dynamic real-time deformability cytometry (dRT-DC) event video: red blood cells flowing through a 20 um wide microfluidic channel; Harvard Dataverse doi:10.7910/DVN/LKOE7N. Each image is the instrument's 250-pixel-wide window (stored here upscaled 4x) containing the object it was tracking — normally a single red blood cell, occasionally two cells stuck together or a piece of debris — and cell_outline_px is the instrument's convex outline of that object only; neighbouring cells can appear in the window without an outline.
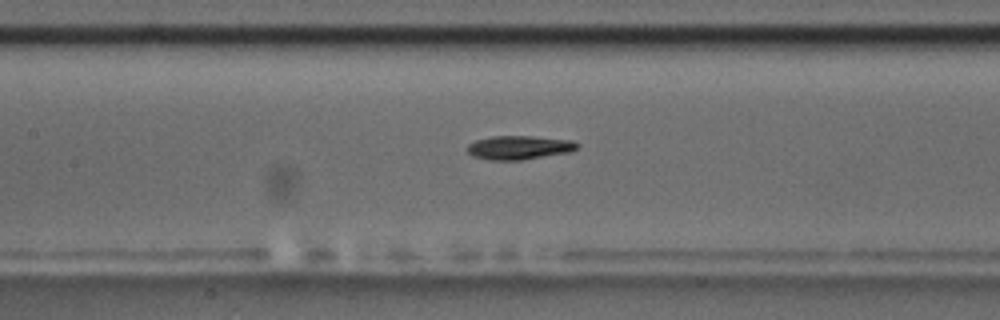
{"species": "common noctule bat (a hibernating species)", "species_latin": "Nyctalus noctula", "temperature_condition": "room temperature", "stored_images_in_passage": 10, "segment_of_instrument_passage": [2, 2], "camera_frame_rate_fps": 3000, "um_per_image_px": 0.085, "animal": {"sex": "male", "body_mass_g": 17.5, "forearm_length_mm": 52.3}, "frame": {"image": 1, "passage_image": 10, "time_ms": 3.0, "image_size_px": [1000, 320], "cell_outline_px": [[580, 144], [572, 152], [524, 160], [488, 160], [472, 156], [468, 152], [468, 144], [476, 140], [492, 136], [532, 136], [572, 140]], "centroid_in_image_um": [44.15, 12.55], "position_along_channel_um": 163.2, "area_um2": 15.43}}